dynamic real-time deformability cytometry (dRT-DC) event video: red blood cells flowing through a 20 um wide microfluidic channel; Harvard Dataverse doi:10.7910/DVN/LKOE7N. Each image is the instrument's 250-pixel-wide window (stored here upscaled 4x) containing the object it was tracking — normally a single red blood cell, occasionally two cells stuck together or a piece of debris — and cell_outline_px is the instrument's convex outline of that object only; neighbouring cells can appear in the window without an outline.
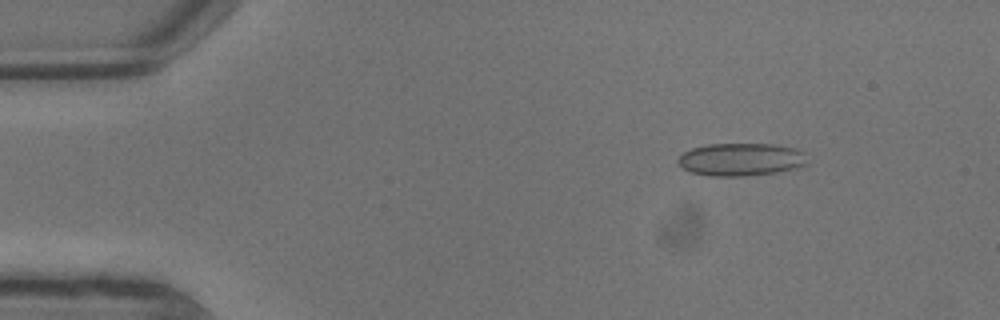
{"species": "common noctule bat (a hibernating species)", "species_latin": "Nyctalus noctula", "temperature_condition": "warm", "stored_images_in_passage": 6, "camera_frame_rate_fps": 3000, "um_per_image_px": 0.085, "animal": {"sex": "male", "body_mass_g": 13.3}, "frame": {"image": 1, "passage_image": 3, "time_ms": 0.667, "image_size_px": [1000, 320], "cell_outline_px": [[808, 164], [796, 168], [776, 172], [744, 176], [708, 176], [692, 172], [684, 168], [676, 160], [684, 152], [692, 148], [708, 144], [772, 144], [796, 148], [808, 152]], "centroid_in_image_um": [63.05, 13.55], "position_along_channel_um": 21.9, "area_um2": 24.91}}
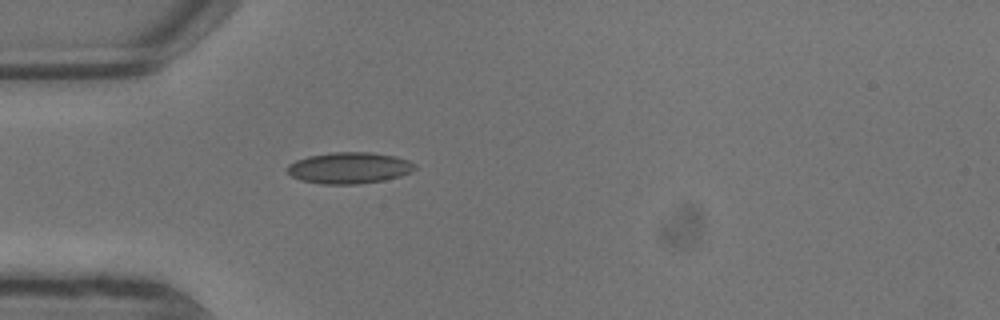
{"frame": {"image": 2, "passage_image": 6, "time_ms": 1.667, "image_size_px": [1000, 320], "cell_outline_px": [[416, 168], [412, 172], [400, 176], [384, 180], [356, 184], [320, 184], [300, 180], [292, 176], [284, 168], [288, 164], [296, 160], [308, 156], [332, 152], [372, 152], [396, 156], [408, 160], [416, 164]], "centroid_in_image_um": [29.68, 14.27], "position_along_channel_um": 55.3, "area_um2": 23.52}}